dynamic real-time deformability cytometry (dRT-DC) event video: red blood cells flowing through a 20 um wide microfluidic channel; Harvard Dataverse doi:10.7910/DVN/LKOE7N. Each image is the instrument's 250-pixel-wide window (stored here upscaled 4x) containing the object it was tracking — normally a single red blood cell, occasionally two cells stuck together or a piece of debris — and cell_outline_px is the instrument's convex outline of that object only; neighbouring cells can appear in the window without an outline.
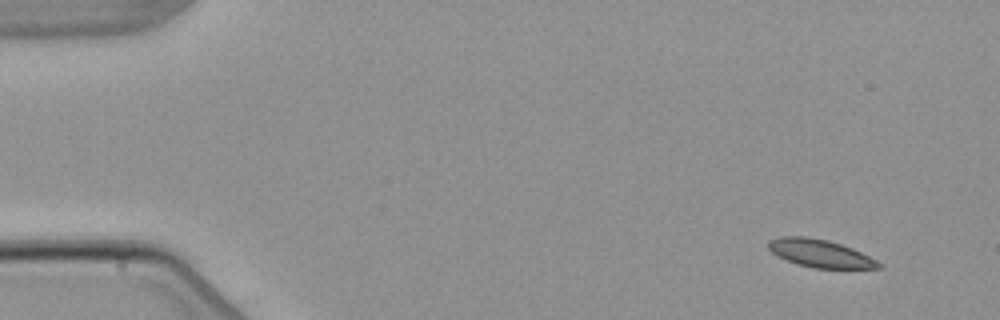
{"species": "common noctule bat (a hibernating species)", "species_latin": "Nyctalus noctula", "temperature_condition": "warm", "stored_images_in_passage": 5, "camera_frame_rate_fps": 3000, "um_per_image_px": 0.085, "animal": {"sex": "male", "body_mass_g": 21.5, "forearm_length_mm": 52.0}, "frame": {"image": 1, "passage_image": 1, "time_ms": 0.0, "image_size_px": [1000, 320], "cell_outline_px": [[880, 268], [812, 268], [796, 264], [776, 256], [768, 248], [768, 240], [780, 236], [808, 236], [828, 240], [852, 248], [876, 260], [880, 264]], "centroid_in_image_um": [69.63, 21.52], "position_along_channel_um": 15.4, "area_um2": 17.86}}
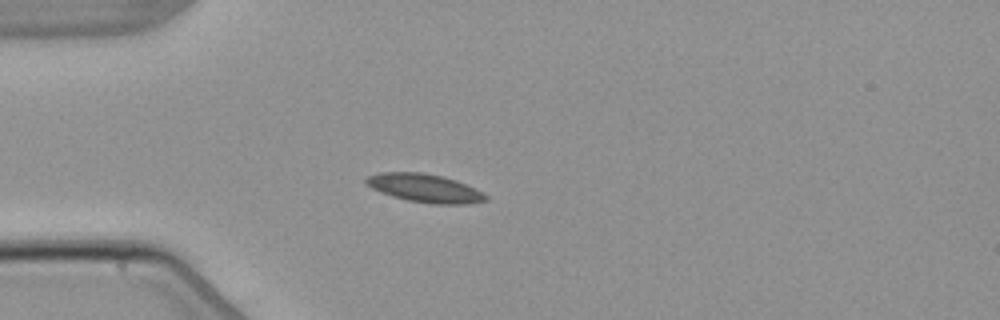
{"frame": {"image": 2, "passage_image": 4, "time_ms": 3.667, "image_size_px": [1000, 320], "cell_outline_px": [[488, 200], [468, 204], [432, 204], [408, 200], [392, 196], [380, 192], [364, 184], [364, 180], [368, 176], [380, 172], [424, 172], [444, 176], [456, 180], [476, 188], [484, 192], [488, 196]], "centroid_in_image_um": [36.13, 15.98], "position_along_channel_um": 48.9, "area_um2": 20.06}}